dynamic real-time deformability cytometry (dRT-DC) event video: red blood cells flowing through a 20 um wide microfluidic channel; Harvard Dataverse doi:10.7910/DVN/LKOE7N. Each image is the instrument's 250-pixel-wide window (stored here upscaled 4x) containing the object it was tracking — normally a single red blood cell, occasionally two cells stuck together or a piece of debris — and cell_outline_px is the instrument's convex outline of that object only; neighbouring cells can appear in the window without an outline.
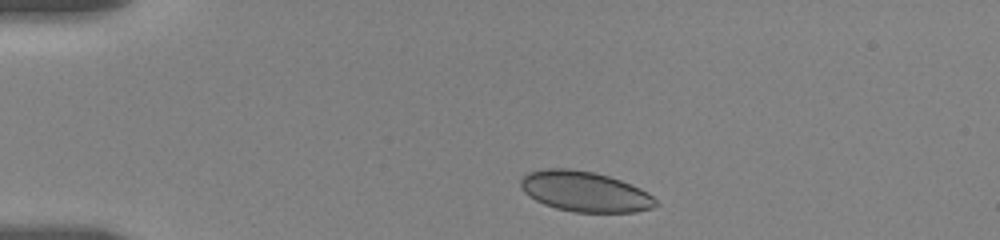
{"species": "human", "species_latin": "Homo sapiens", "temperature_condition": "room temperature", "stored_images_in_passage": 3, "camera_frame_rate_fps": 3000, "um_per_image_px": 0.085, "donor": {"sex": "female"}, "frame": {"image": 1, "passage_image": 1, "time_ms": 0.0, "image_size_px": [1000, 240], "cell_outline_px": [[660, 204], [652, 208], [636, 212], [572, 212], [556, 208], [544, 204], [528, 196], [520, 188], [520, 180], [528, 172], [544, 168], [568, 168], [592, 172], [608, 176], [620, 180], [640, 188], [652, 196]], "centroid_in_image_um": [49.69, 16.28], "position_along_channel_um": 35.3, "area_um2": 31.79}}